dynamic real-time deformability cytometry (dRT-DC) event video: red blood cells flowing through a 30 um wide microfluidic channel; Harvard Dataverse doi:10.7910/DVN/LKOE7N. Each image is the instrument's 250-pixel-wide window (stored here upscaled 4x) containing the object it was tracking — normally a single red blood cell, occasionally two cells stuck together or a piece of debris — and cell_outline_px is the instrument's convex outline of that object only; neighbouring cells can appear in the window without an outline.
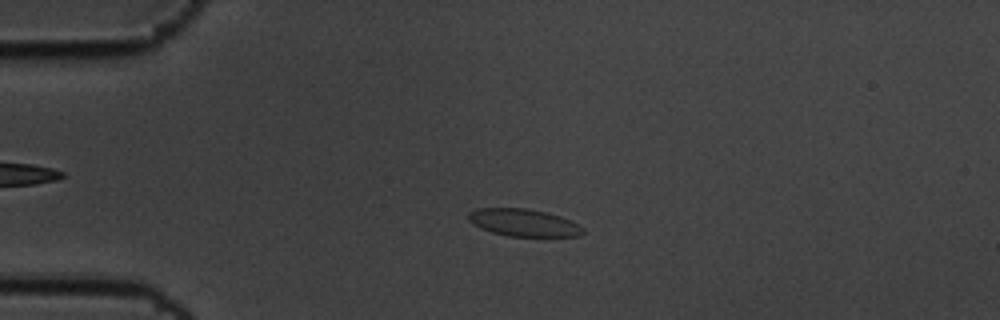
{"species": "common noctule bat (a hibernating species)", "species_latin": "Nyctalus noctula", "temperature_condition": "cold", "stored_images_in_passage": 59, "camera_frame_rate_fps": 3000, "um_per_image_px": 0.085, "animal": {"sex": "male", "body_mass_g": 19.5, "forearm_length_mm": 54.6}, "frame": {"image": 1, "passage_image": 14, "time_ms": 4.333, "image_size_px": [1000, 320], "cell_outline_px": [[584, 232], [580, 236], [508, 236], [492, 232], [480, 228], [472, 224], [468, 220], [468, 212], [476, 208], [528, 208], [548, 212], [560, 216], [584, 228]], "centroid_in_image_um": [44.47, 18.91], "position_along_channel_um": 40.5, "area_um2": 18.32}}
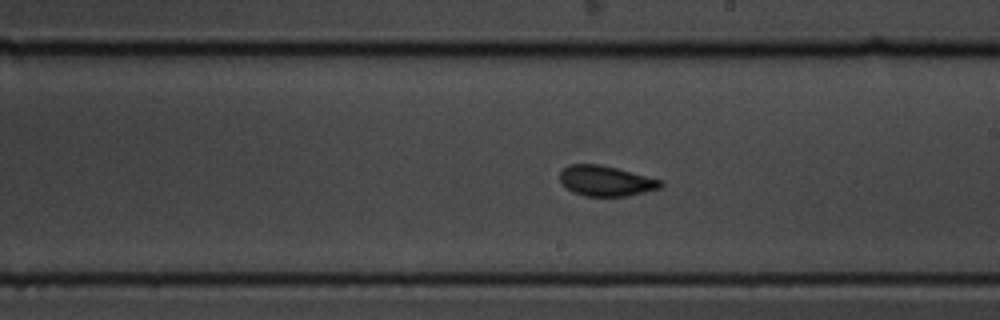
{"frame": {"image": 2, "passage_image": 34, "time_ms": 11.0, "image_size_px": [1000, 320], "cell_outline_px": [[664, 184], [660, 188], [628, 196], [584, 196], [572, 192], [560, 180], [560, 172], [568, 164], [600, 164], [664, 180]], "centroid_in_image_um": [51.53, 15.37], "position_along_channel_um": 237.5, "area_um2": 17.86}}
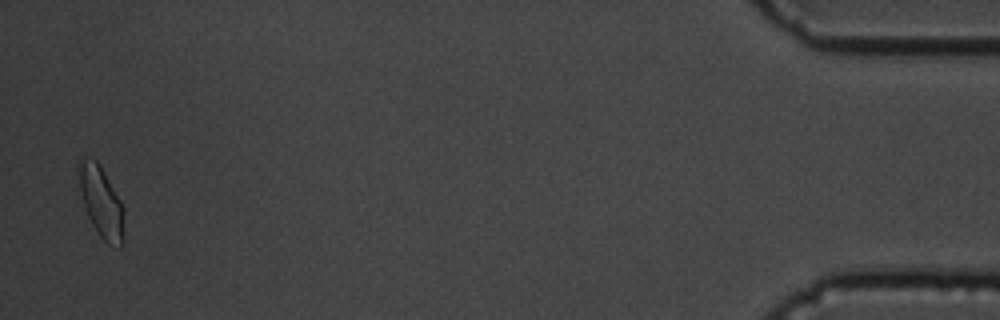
{"frame": {"image": 3, "passage_image": 58, "time_ms": 19.0, "image_size_px": [1000, 320], "cell_outline_px": [[124, 244], [120, 248], [108, 244], [100, 236], [92, 224], [88, 216], [84, 204], [80, 188], [76, 168], [76, 164], [80, 156], [96, 160], [100, 164], [120, 200], [124, 208]], "centroid_in_image_um": [8.6, 17.15], "position_along_channel_um": 426.6, "area_um2": 19.07}, "authors_computed_cell_mechanics": {"area_um2": 18.0914, "velocity_mm_per_s": 3.4086, "shape_relaxation_time_tau1_ms": 9.192, "shape_relaxation_time_tau2_ms": 1.2237, "deformation_change_tau1": 0.1444, "deformation_change_tau2": 0.0523}}